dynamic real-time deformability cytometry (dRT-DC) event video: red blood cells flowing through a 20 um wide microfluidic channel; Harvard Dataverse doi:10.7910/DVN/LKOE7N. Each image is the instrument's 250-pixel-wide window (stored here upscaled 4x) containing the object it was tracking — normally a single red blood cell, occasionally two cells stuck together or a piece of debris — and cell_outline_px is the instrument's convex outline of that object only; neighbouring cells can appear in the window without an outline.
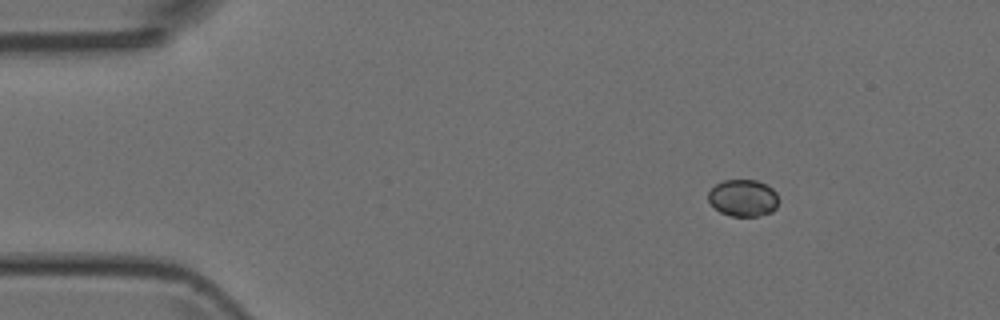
{"species": "Egyptian fruit bat (a non-hibernating species)", "species_latin": "Rousettus aegyptiacus", "temperature_condition": "room temperature", "stored_images_in_passage": 3, "camera_frame_rate_fps": 3000, "um_per_image_px": 0.085, "animal": {"sex": "female"}, "frame": {"image": 1, "passage_image": 1, "time_ms": 0.0, "image_size_px": [1000, 320], "cell_outline_px": [[780, 200], [776, 208], [772, 212], [756, 216], [732, 216], [720, 212], [708, 200], [708, 192], [716, 184], [724, 180], [756, 180], [772, 188], [776, 192]], "centroid_in_image_um": [63.19, 16.83], "position_along_channel_um": 21.8, "area_um2": 15.14}}